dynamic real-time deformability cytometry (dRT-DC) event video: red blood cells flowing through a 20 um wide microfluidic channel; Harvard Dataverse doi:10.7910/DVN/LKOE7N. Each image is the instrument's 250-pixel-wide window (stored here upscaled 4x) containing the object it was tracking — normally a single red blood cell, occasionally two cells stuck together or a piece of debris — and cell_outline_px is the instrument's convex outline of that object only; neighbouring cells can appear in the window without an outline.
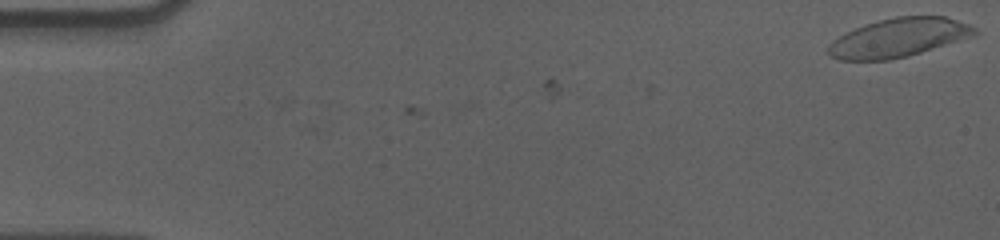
{"species": "human", "species_latin": "Homo sapiens", "temperature_condition": "cold", "stored_images_in_passage": 55, "camera_frame_rate_fps": 3000, "um_per_image_px": 0.085, "donor": {"sex": "male"}, "frame": {"image": 1, "passage_image": 1, "time_ms": 0.0, "image_size_px": [1000, 240], "cell_outline_px": [[980, 32], [976, 36], [908, 56], [888, 60], [840, 60], [832, 56], [828, 52], [828, 44], [832, 40], [856, 28], [880, 20], [896, 16], [944, 16], [968, 24], [976, 28]], "centroid_in_image_um": [76.44, 3.21], "position_along_channel_um": 8.6, "area_um2": 32.95}}
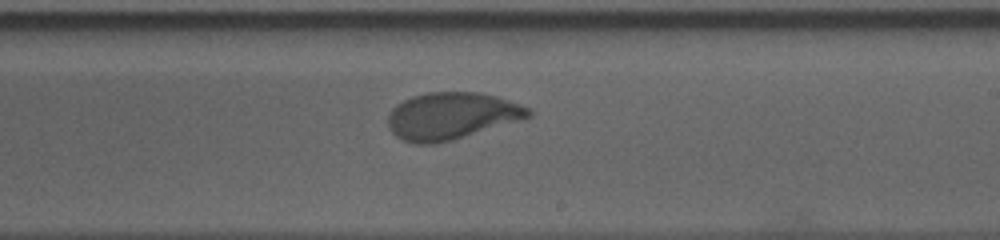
{"frame": {"image": 2, "passage_image": 32, "time_ms": 10.333, "image_size_px": [1000, 240], "cell_outline_px": [[532, 116], [452, 140], [436, 144], [412, 144], [396, 136], [388, 128], [388, 116], [392, 108], [396, 104], [412, 96], [428, 92], [480, 92], [496, 96], [532, 108]], "centroid_in_image_um": [38.35, 9.85], "position_along_channel_um": 250.6, "area_um2": 38.49}}
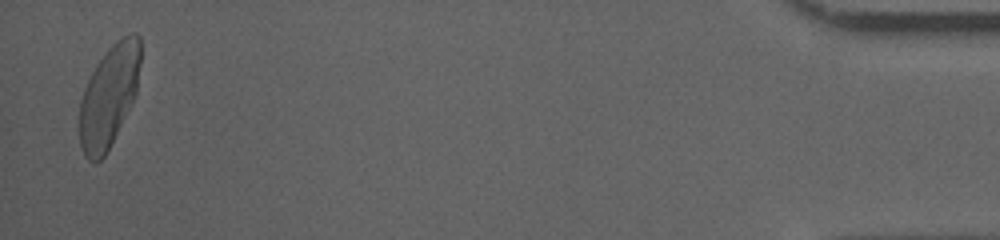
{"frame": {"image": 3, "passage_image": 54, "time_ms": 17.667, "image_size_px": [1000, 240], "cell_outline_px": [[140, 64], [136, 96], [132, 104], [104, 156], [96, 164], [92, 164], [84, 156], [80, 144], [80, 100], [84, 88], [96, 64], [108, 48], [112, 44], [124, 36], [132, 32], [136, 32], [140, 36]], "centroid_in_image_um": [9.27, 8.17], "position_along_channel_um": 425.9, "area_um2": 36.24}, "authors_computed_cell_mechanics": {"area_um2": 37.6278, "velocity_mm_per_s": 3.5586, "shape_relaxation_time_tau1_ms": 4.0386, "shape_relaxation_time_tau2_ms": 0.8733, "deformation_change_tau1": 0.1751, "deformation_change_tau2": 0.0614}}